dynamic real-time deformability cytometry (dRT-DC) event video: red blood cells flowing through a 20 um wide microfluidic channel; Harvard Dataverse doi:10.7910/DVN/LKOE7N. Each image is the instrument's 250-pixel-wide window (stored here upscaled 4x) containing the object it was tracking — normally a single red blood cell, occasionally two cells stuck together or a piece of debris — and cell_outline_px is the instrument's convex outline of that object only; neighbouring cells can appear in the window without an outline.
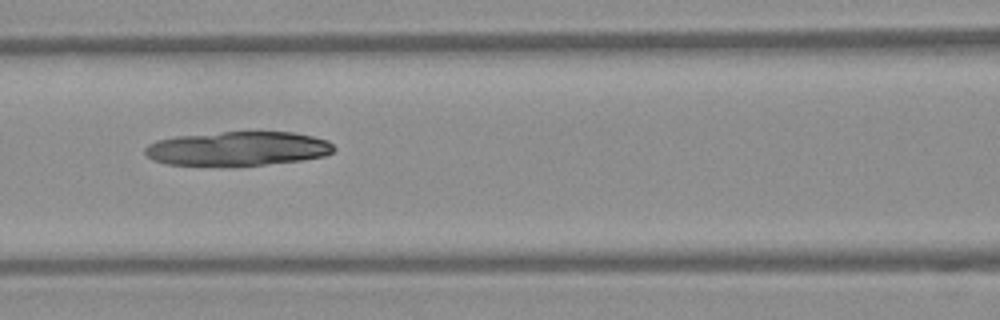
{"species": "Egyptian fruit bat (a non-hibernating species)", "species_latin": "Rousettus aegyptiacus", "temperature_condition": "warm", "stored_images_in_passage": 33, "camera_frame_rate_fps": 3000, "um_per_image_px": 0.085, "frame": {"image": 1, "passage_image": 6, "time_ms": 1.667, "image_size_px": [1000, 320], "cell_outline_px": [[336, 148], [332, 152], [324, 156], [300, 160], [264, 164], [164, 164], [152, 160], [144, 152], [144, 148], [148, 144], [156, 140], [176, 136], [224, 132], [292, 132], [312, 136], [328, 140]], "centroid_in_image_um": [20.21, 12.61], "position_along_channel_um": 146.4, "area_um2": 36.99}}
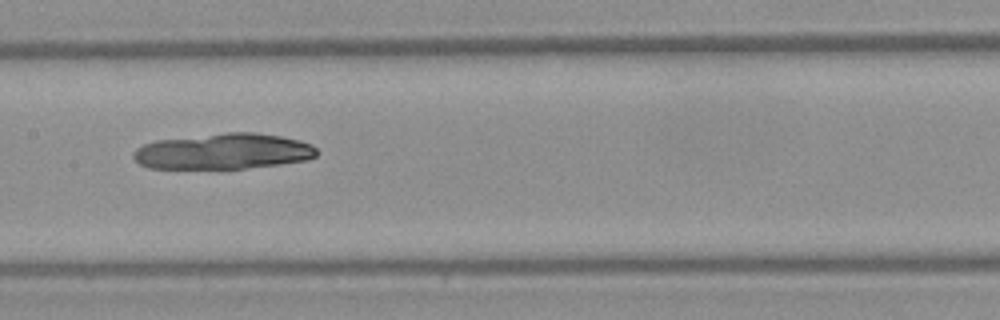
{"frame": {"image": 2, "passage_image": 9, "time_ms": 2.667, "image_size_px": [1000, 320], "cell_outline_px": [[320, 152], [316, 156], [308, 160], [280, 164], [248, 168], [148, 168], [140, 164], [132, 156], [132, 152], [136, 148], [144, 144], [156, 140], [224, 132], [256, 132], [280, 136], [300, 140], [312, 144]], "centroid_in_image_um": [19.01, 12.86], "position_along_channel_um": 188.4, "area_um2": 38.49}}